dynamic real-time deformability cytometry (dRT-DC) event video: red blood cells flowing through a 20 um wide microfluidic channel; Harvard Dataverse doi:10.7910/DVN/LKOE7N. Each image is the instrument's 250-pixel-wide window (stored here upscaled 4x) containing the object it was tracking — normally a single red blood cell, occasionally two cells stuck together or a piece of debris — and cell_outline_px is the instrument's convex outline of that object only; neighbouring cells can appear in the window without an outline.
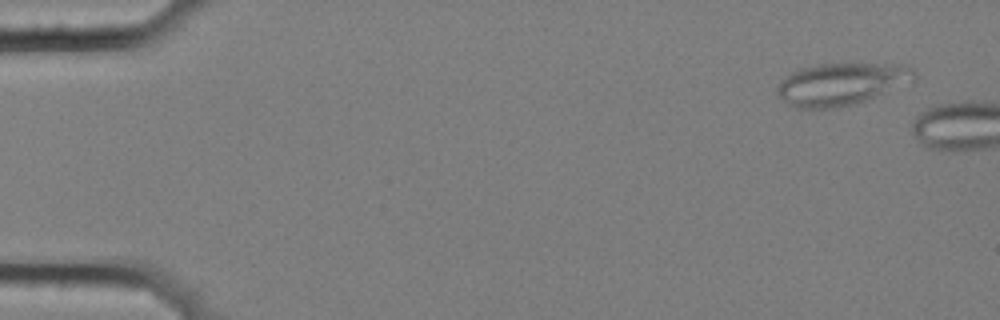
{"species": "common noctule bat (a hibernating species)", "species_latin": "Nyctalus noctula", "temperature_condition": "cold", "stored_images_in_passage": 2, "camera_frame_rate_fps": 3000, "um_per_image_px": 0.085, "animal": {"sex": "female", "body_mass_g": 25.1}, "frame": {"image": 1, "passage_image": 1, "time_ms": 0.0, "image_size_px": [1000, 320], "cell_outline_px": [[916, 80], [864, 100], [852, 104], [832, 108], [796, 108], [788, 104], [776, 92], [776, 88], [792, 72], [800, 68], [816, 64], [904, 64], [912, 68], [916, 72]], "centroid_in_image_um": [71.53, 7.12], "position_along_channel_um": 13.5, "area_um2": 33.23}}